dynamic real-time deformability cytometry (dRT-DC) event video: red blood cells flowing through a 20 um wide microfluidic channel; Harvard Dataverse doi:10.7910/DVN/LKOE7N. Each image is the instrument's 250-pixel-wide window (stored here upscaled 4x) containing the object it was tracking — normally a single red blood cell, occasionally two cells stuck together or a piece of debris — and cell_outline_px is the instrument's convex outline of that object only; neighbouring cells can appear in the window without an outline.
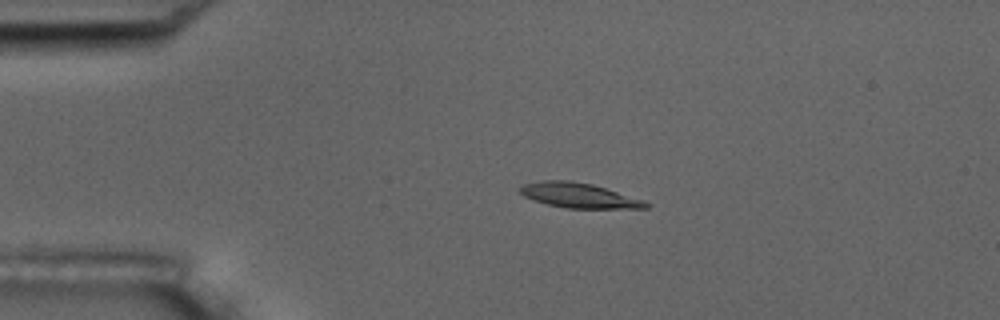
{"species": "common noctule bat (a hibernating species)", "species_latin": "Nyctalus noctula", "temperature_condition": "room temperature", "stored_images_in_passage": 9, "camera_frame_rate_fps": 3000, "um_per_image_px": 0.085, "animal": {"sex": "male", "body_mass_g": 17.5, "forearm_length_mm": 52.3}, "frame": {"image": 1, "passage_image": 1, "time_ms": 0.0, "image_size_px": [1000, 320], "cell_outline_px": [[652, 204], [648, 208], [564, 208], [548, 204], [524, 196], [516, 188], [524, 184], [544, 180], [572, 180], [592, 184], [644, 200]], "centroid_in_image_um": [49.21, 16.6], "position_along_channel_um": 35.8, "area_um2": 18.21}}
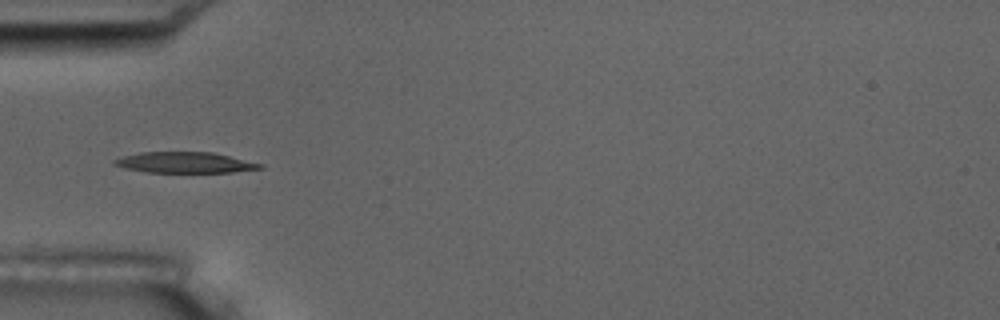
{"frame": {"image": 2, "passage_image": 3, "time_ms": 2.0, "image_size_px": [1000, 320], "cell_outline_px": [[264, 168], [232, 172], [148, 172], [124, 168], [112, 164], [112, 160], [124, 156], [140, 152], [212, 152], [264, 164]], "centroid_in_image_um": [15.71, 13.81], "position_along_channel_um": 69.3, "area_um2": 17.63}}
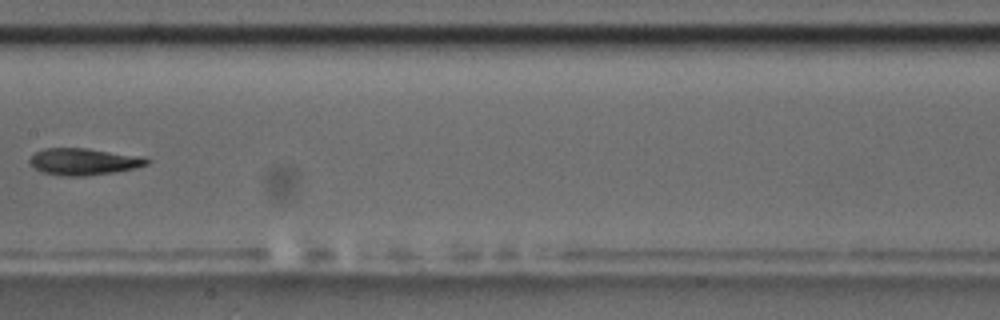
{"frame": {"image": 3, "passage_image": 6, "time_ms": 5.667, "image_size_px": [1000, 320], "cell_outline_px": [[152, 160], [148, 164], [132, 168], [112, 172], [84, 176], [64, 176], [44, 172], [36, 168], [28, 160], [36, 152], [44, 148], [88, 148], [144, 156]], "centroid_in_image_um": [7.16, 13.72], "position_along_channel_um": 200.2, "area_um2": 18.15}}